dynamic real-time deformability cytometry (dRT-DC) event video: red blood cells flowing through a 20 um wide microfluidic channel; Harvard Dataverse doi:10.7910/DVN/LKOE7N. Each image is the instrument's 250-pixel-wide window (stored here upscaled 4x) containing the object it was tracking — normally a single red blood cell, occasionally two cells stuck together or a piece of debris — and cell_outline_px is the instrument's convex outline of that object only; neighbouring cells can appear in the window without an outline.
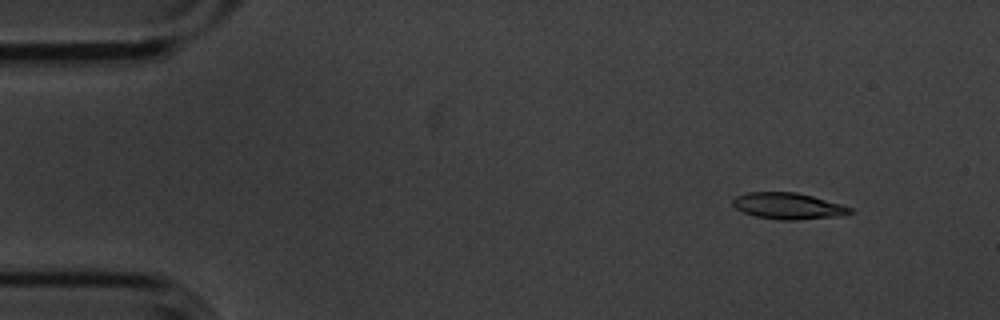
{"species": "common noctule bat (a hibernating species)", "species_latin": "Nyctalus noctula", "temperature_condition": "cold", "stored_images_in_passage": 6, "camera_frame_rate_fps": 3000, "um_per_image_px": 0.085, "animal": {"sex": "male", "body_mass_g": 20.1, "forearm_length_mm": 53.5}, "frame": {"image": 1, "passage_image": 2, "time_ms": 0.333, "image_size_px": [1000, 320], "cell_outline_px": [[856, 212], [840, 216], [796, 220], [780, 220], [756, 216], [744, 212], [736, 208], [732, 204], [732, 200], [736, 196], [744, 192], [796, 192], [812, 196], [840, 204], [852, 208]], "centroid_in_image_um": [66.99, 17.51], "position_along_channel_um": 18.0, "area_um2": 18.03}}